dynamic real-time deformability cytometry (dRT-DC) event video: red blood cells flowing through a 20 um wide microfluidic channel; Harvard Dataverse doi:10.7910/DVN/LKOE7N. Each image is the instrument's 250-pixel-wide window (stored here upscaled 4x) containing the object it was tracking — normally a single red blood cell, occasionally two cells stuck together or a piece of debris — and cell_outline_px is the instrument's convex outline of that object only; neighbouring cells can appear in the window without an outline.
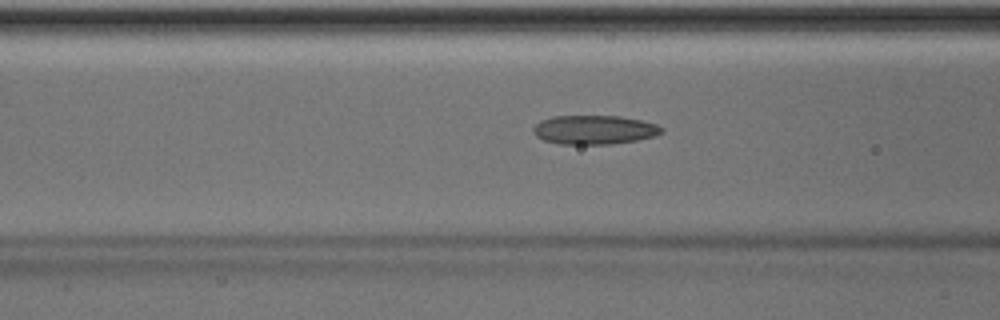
{"species": "Egyptian fruit bat (a non-hibernating species)", "species_latin": "Rousettus aegyptiacus", "temperature_condition": "room temperature", "stored_images_in_passage": 8, "camera_frame_rate_fps": 3000, "um_per_image_px": 0.085, "animal": {"sex": "male"}, "frame": {"image": 1, "passage_image": 6, "time_ms": 1.667, "image_size_px": [1000, 320], "cell_outline_px": [[664, 132], [652, 136], [636, 140], [612, 144], [560, 144], [544, 140], [536, 136], [532, 132], [532, 128], [540, 120], [552, 116], [620, 116], [640, 120], [656, 124], [664, 128]], "centroid_in_image_um": [50.48, 11.03], "position_along_channel_um": 116.1, "area_um2": 21.73}}